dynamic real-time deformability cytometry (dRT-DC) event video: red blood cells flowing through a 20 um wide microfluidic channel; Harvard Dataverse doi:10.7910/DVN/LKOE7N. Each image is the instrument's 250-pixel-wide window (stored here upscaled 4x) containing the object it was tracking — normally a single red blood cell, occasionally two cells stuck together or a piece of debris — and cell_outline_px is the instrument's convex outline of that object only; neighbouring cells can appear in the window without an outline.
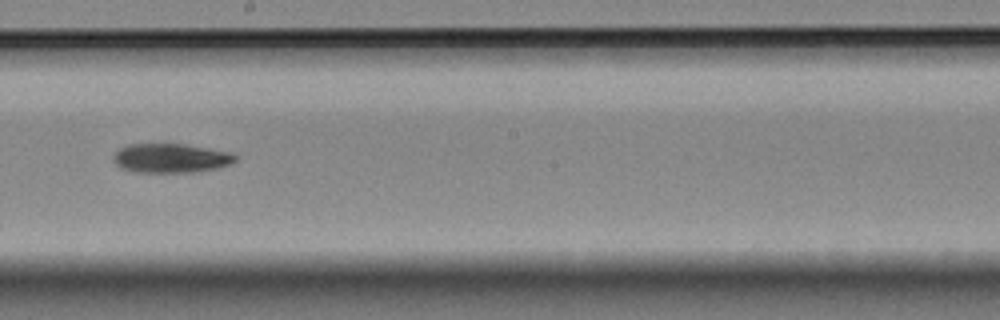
{"species": "Egyptian fruit bat (a non-hibernating species)", "species_latin": "Rousettus aegyptiacus", "temperature_condition": "room temperature", "stored_images_in_passage": 18, "camera_frame_rate_fps": 3000, "um_per_image_px": 0.085, "animal": {"sex": "female"}, "frame": {"image": 1, "passage_image": 11, "time_ms": 12.333, "image_size_px": [1000, 320], "cell_outline_px": [[236, 160], [228, 164], [212, 168], [192, 172], [136, 172], [120, 168], [116, 164], [116, 152], [120, 148], [128, 144], [180, 144], [208, 148], [232, 152], [236, 156]], "centroid_in_image_um": [14.51, 13.44], "position_along_channel_um": 233.7, "area_um2": 20.29}}
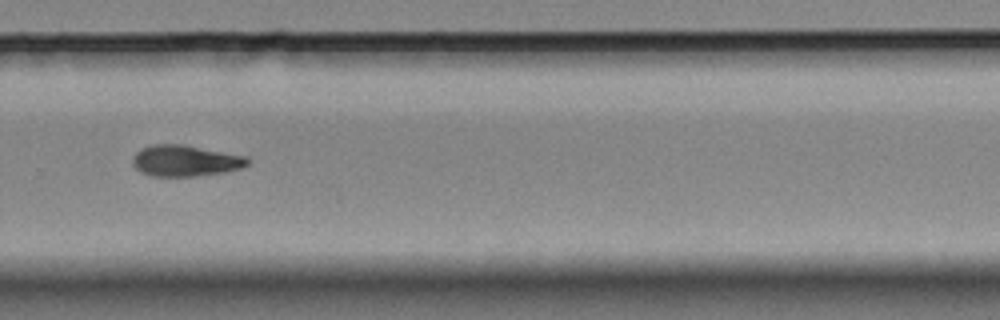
{"frame": {"image": 2, "passage_image": 13, "time_ms": 14.667, "image_size_px": [1000, 320], "cell_outline_px": [[248, 164], [240, 168], [224, 172], [192, 176], [152, 176], [140, 172], [132, 164], [132, 156], [140, 148], [152, 144], [184, 144], [248, 156]], "centroid_in_image_um": [15.72, 13.65], "position_along_channel_um": 314.1, "area_um2": 21.04}}
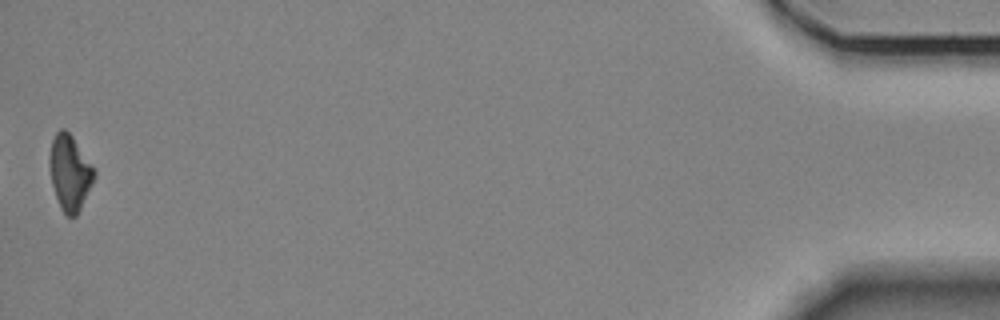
{"frame": {"image": 3, "passage_image": 18, "time_ms": 20.667, "image_size_px": [1000, 320], "cell_outline_px": [[96, 176], [76, 216], [68, 216], [60, 208], [52, 184], [48, 164], [48, 160], [52, 140], [56, 132], [60, 128], [64, 128], [72, 136], [92, 164], [96, 172]], "centroid_in_image_um": [5.92, 14.65], "position_along_channel_um": 429.3, "area_um2": 19.54}}